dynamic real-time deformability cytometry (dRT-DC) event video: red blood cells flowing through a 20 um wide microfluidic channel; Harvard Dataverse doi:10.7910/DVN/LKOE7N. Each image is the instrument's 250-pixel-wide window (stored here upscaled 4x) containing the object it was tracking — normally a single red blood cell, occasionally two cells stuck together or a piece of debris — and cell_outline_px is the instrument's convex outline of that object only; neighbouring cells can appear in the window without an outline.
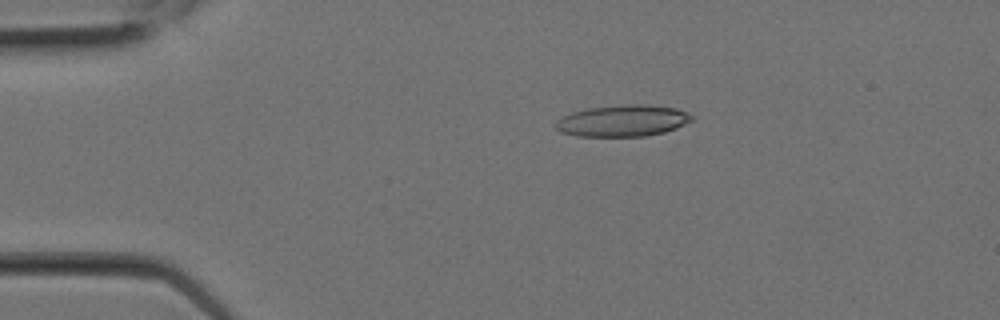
{"species": "Egyptian fruit bat (a non-hibernating species)", "species_latin": "Rousettus aegyptiacus", "temperature_condition": "room temperature", "stored_images_in_passage": 2, "camera_frame_rate_fps": 3000, "um_per_image_px": 0.085, "animal": {"sex": "female"}, "frame": {"image": 1, "passage_image": 1, "time_ms": 0.0, "image_size_px": [1000, 320], "cell_outline_px": [[696, 116], [692, 120], [676, 128], [664, 132], [644, 136], [576, 136], [560, 132], [556, 128], [556, 120], [572, 112], [588, 108], [632, 104], [644, 104], [676, 108]], "centroid_in_image_um": [52.94, 10.26], "position_along_channel_um": 32.1, "area_um2": 24.91}}
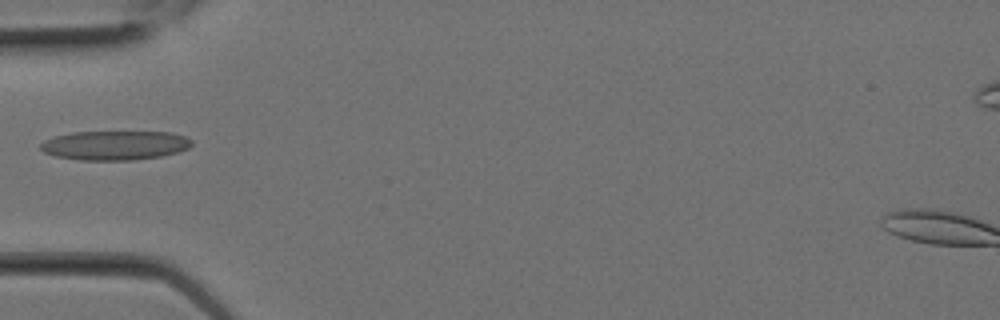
{"frame": {"image": 2, "passage_image": 2, "time_ms": 0.333, "image_size_px": [1000, 320], "cell_outline_px": [[192, 144], [188, 148], [180, 152], [160, 156], [132, 160], [80, 160], [56, 156], [44, 152], [40, 148], [40, 144], [44, 140], [52, 136], [72, 132], [172, 132], [184, 136], [192, 140]], "centroid_in_image_um": [9.76, 12.35], "position_along_channel_um": 75.2, "area_um2": 25.89}}